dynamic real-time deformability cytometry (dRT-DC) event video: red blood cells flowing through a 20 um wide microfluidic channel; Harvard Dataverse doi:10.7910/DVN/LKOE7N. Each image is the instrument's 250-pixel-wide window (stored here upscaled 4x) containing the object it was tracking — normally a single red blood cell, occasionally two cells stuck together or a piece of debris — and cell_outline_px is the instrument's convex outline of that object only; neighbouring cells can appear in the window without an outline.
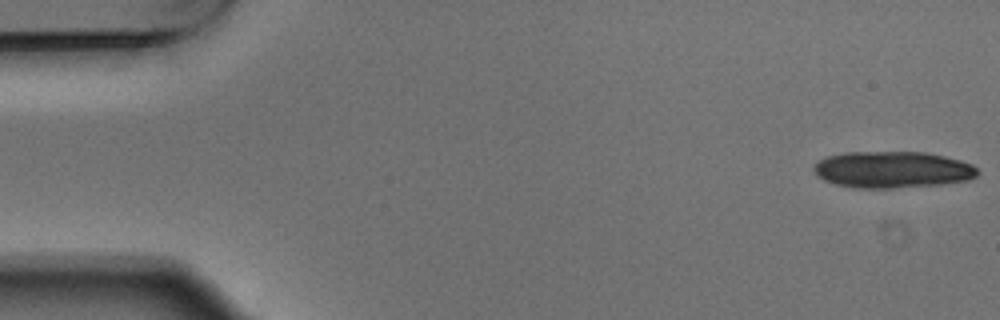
{"species": "Egyptian fruit bat (a non-hibernating species)", "species_latin": "Rousettus aegyptiacus", "temperature_condition": "warm", "stored_images_in_passage": 4, "camera_frame_rate_fps": 3000, "um_per_image_px": 0.085, "animal": {"sex": "male"}, "frame": {"image": 1, "passage_image": 1, "time_ms": 0.0, "image_size_px": [1000, 320], "cell_outline_px": [[980, 172], [976, 176], [968, 180], [944, 184], [892, 188], [852, 188], [836, 184], [824, 180], [812, 168], [820, 160], [828, 156], [844, 152], [924, 152], [944, 156], [960, 160], [972, 164]], "centroid_in_image_um": [75.89, 14.42], "position_along_channel_um": 9.1, "area_um2": 34.91}}